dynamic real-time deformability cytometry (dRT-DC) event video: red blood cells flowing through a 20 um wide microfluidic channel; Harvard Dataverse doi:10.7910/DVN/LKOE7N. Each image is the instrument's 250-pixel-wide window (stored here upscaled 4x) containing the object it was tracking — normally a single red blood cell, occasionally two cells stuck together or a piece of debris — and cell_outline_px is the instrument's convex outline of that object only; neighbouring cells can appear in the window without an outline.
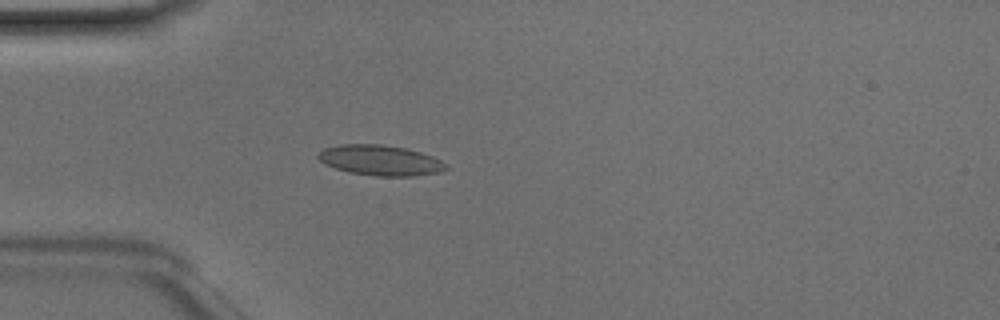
{"species": "Egyptian fruit bat (a non-hibernating species)", "species_latin": "Rousettus aegyptiacus", "temperature_condition": "room temperature", "stored_images_in_passage": 33, "camera_frame_rate_fps": 3000, "um_per_image_px": 0.085, "animal": {"sex": "male"}, "frame": {"image": 1, "passage_image": 1, "time_ms": 0.0, "image_size_px": [1000, 320], "cell_outline_px": [[448, 168], [440, 172], [412, 176], [376, 176], [348, 172], [324, 164], [316, 156], [324, 148], [340, 144], [380, 144], [404, 148], [420, 152], [432, 156], [448, 164]], "centroid_in_image_um": [32.32, 13.63], "position_along_channel_um": 52.7, "area_um2": 22.6}}
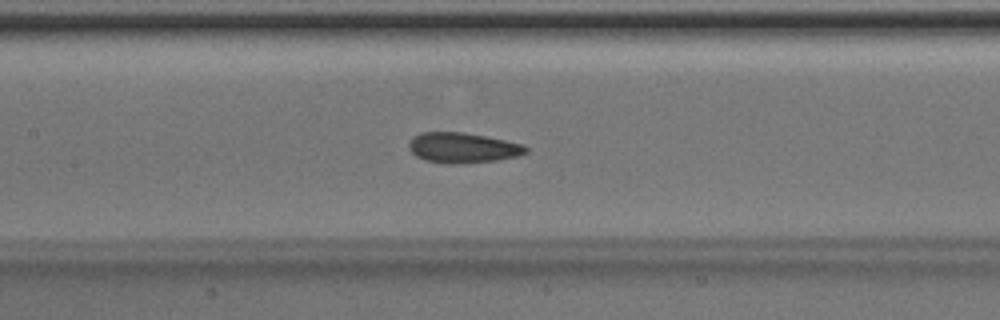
{"frame": {"image": 2, "passage_image": 10, "time_ms": 3.0, "image_size_px": [1000, 320], "cell_outline_px": [[528, 152], [520, 156], [496, 160], [460, 164], [448, 164], [424, 160], [416, 156], [408, 148], [408, 144], [412, 136], [420, 132], [464, 132], [524, 144], [528, 148]], "centroid_in_image_um": [39.32, 12.56], "position_along_channel_um": 168.1, "area_um2": 20.87}}
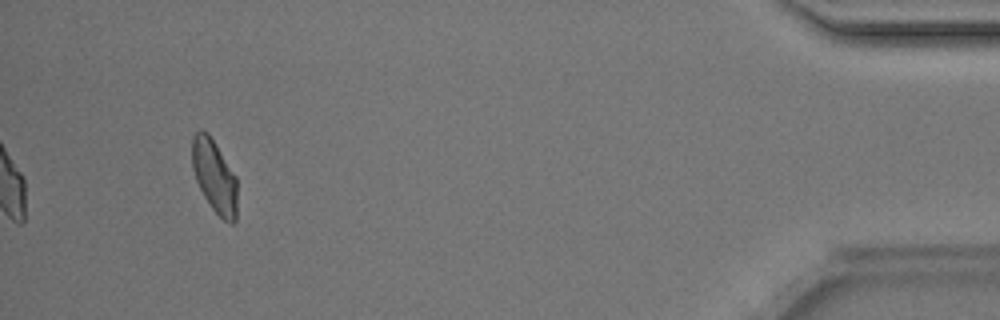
{"frame": {"image": 3, "passage_image": 33, "time_ms": 10.667, "image_size_px": [1000, 320], "cell_outline_px": [[236, 220], [232, 224], [224, 220], [212, 208], [204, 196], [196, 180], [192, 168], [192, 136], [200, 128], [208, 132], [236, 176]], "centroid_in_image_um": [18.21, 14.95], "position_along_channel_um": 417.0, "area_um2": 19.07}, "authors_computed_cell_mechanics": {"area_um2": 20.1722, "velocity_mm_per_s": 4.1553, "shape_relaxation_time_tau1_ms": 7.7308, "shape_relaxation_time_tau2_ms": 2.2034, "deformation_change_tau1": 0.1581, "deformation_change_tau2": 0.0578}}